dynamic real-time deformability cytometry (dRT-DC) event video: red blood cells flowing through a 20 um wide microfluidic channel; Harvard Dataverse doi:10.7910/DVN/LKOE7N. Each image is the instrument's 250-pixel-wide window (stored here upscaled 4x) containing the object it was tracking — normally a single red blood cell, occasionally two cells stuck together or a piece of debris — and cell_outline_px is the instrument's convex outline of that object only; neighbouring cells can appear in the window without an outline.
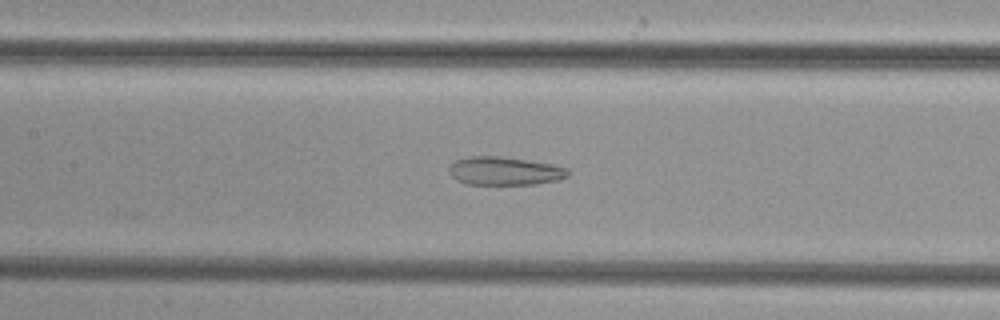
{"species": "common noctule bat (a hibernating species)", "species_latin": "Nyctalus noctula", "temperature_condition": "cold", "stored_images_in_passage": 33, "camera_frame_rate_fps": 3000, "um_per_image_px": 0.085, "animal": {"sex": "female", "body_mass_g": 29.2, "forearm_length_mm": 56.3}, "frame": {"image": 1, "passage_image": 9, "time_ms": 2.667, "image_size_px": [1000, 320], "cell_outline_px": [[568, 176], [556, 180], [536, 184], [468, 184], [456, 180], [448, 172], [448, 168], [456, 160], [472, 156], [500, 156], [552, 164], [568, 168]], "centroid_in_image_um": [42.88, 14.53], "position_along_channel_um": 164.5, "area_um2": 19.48}}
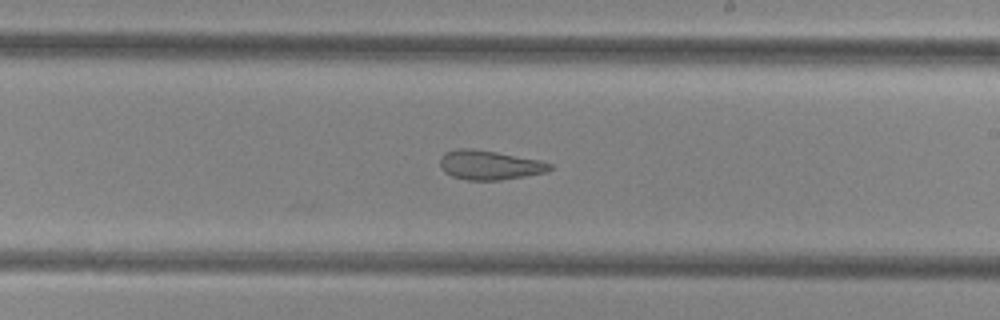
{"frame": {"image": 2, "passage_image": 15, "time_ms": 4.667, "image_size_px": [1000, 320], "cell_outline_px": [[552, 168], [548, 172], [500, 180], [468, 180], [452, 176], [444, 172], [440, 168], [440, 156], [444, 152], [460, 148], [472, 148], [496, 152], [540, 160], [552, 164]], "centroid_in_image_um": [41.58, 14.02], "position_along_channel_um": 247.4, "area_um2": 18.84}}
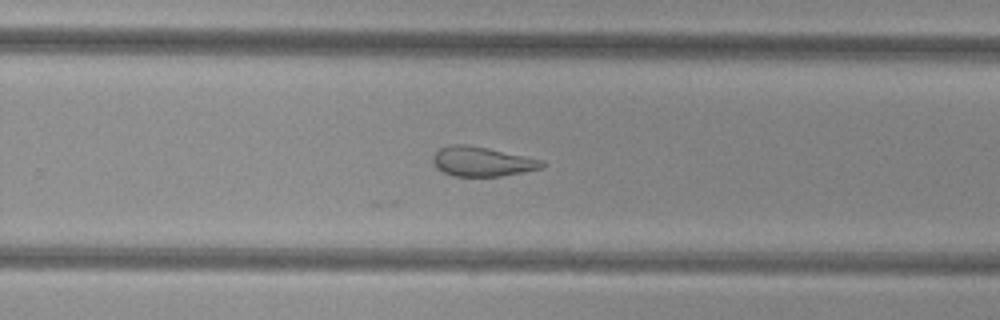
{"frame": {"image": 3, "passage_image": 18, "time_ms": 5.667, "image_size_px": [1000, 320], "cell_outline_px": [[544, 164], [540, 168], [524, 172], [500, 176], [452, 176], [436, 168], [432, 160], [432, 156], [440, 148], [448, 144], [464, 144], [488, 148], [544, 160]], "centroid_in_image_um": [40.94, 13.72], "position_along_channel_um": 288.9, "area_um2": 18.79}}